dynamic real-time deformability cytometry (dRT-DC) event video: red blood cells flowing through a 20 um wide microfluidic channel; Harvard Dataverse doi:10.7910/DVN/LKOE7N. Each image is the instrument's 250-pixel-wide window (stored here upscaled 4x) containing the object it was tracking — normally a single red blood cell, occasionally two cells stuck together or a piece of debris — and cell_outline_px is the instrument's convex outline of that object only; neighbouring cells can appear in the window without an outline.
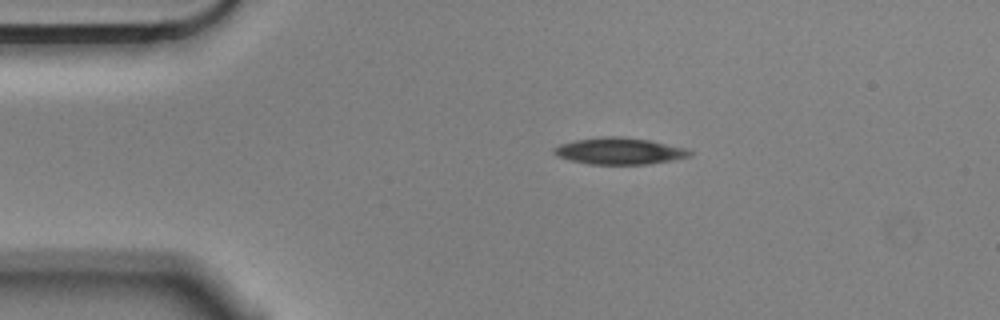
{"species": "Egyptian fruit bat (a non-hibernating species)", "species_latin": "Rousettus aegyptiacus", "temperature_condition": "cold", "stored_images_in_passage": 2, "camera_frame_rate_fps": 3000, "um_per_image_px": 0.085, "animal": {"sex": "male"}, "frame": {"image": 1, "passage_image": 1, "time_ms": 0.0, "image_size_px": [1000, 320], "cell_outline_px": [[692, 152], [688, 156], [672, 160], [648, 164], [592, 164], [572, 160], [556, 156], [552, 152], [552, 148], [560, 144], [576, 140], [600, 136], [624, 136], [648, 140], [688, 148]], "centroid_in_image_um": [52.63, 12.82], "position_along_channel_um": 32.4, "area_um2": 21.04}}